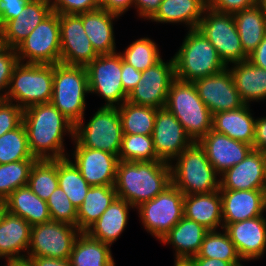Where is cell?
<instances>
[{"instance_id": "1", "label": "cell", "mask_w": 266, "mask_h": 266, "mask_svg": "<svg viewBox=\"0 0 266 266\" xmlns=\"http://www.w3.org/2000/svg\"><path fill=\"white\" fill-rule=\"evenodd\" d=\"M22 123L30 152L36 160H57L68 156L64 136L74 139V124L53 104H35L23 109Z\"/></svg>"}, {"instance_id": "2", "label": "cell", "mask_w": 266, "mask_h": 266, "mask_svg": "<svg viewBox=\"0 0 266 266\" xmlns=\"http://www.w3.org/2000/svg\"><path fill=\"white\" fill-rule=\"evenodd\" d=\"M171 184V166L168 162H118L114 185L117 197L134 208L155 198Z\"/></svg>"}, {"instance_id": "3", "label": "cell", "mask_w": 266, "mask_h": 266, "mask_svg": "<svg viewBox=\"0 0 266 266\" xmlns=\"http://www.w3.org/2000/svg\"><path fill=\"white\" fill-rule=\"evenodd\" d=\"M173 161L174 163H170L172 184L184 195L220 190V178L218 179L220 175L198 142H193Z\"/></svg>"}, {"instance_id": "4", "label": "cell", "mask_w": 266, "mask_h": 266, "mask_svg": "<svg viewBox=\"0 0 266 266\" xmlns=\"http://www.w3.org/2000/svg\"><path fill=\"white\" fill-rule=\"evenodd\" d=\"M165 107L182 124L193 142H198L212 129L213 115L199 97L193 82L175 77Z\"/></svg>"}, {"instance_id": "5", "label": "cell", "mask_w": 266, "mask_h": 266, "mask_svg": "<svg viewBox=\"0 0 266 266\" xmlns=\"http://www.w3.org/2000/svg\"><path fill=\"white\" fill-rule=\"evenodd\" d=\"M173 59L175 77L190 82L219 73L227 67L215 47L198 29L188 30Z\"/></svg>"}, {"instance_id": "6", "label": "cell", "mask_w": 266, "mask_h": 266, "mask_svg": "<svg viewBox=\"0 0 266 266\" xmlns=\"http://www.w3.org/2000/svg\"><path fill=\"white\" fill-rule=\"evenodd\" d=\"M53 78L54 65L18 62L3 99L16 103L22 109L35 104L50 103Z\"/></svg>"}, {"instance_id": "7", "label": "cell", "mask_w": 266, "mask_h": 266, "mask_svg": "<svg viewBox=\"0 0 266 266\" xmlns=\"http://www.w3.org/2000/svg\"><path fill=\"white\" fill-rule=\"evenodd\" d=\"M89 94L88 74L84 66L54 64L53 104L74 125L85 116Z\"/></svg>"}, {"instance_id": "8", "label": "cell", "mask_w": 266, "mask_h": 266, "mask_svg": "<svg viewBox=\"0 0 266 266\" xmlns=\"http://www.w3.org/2000/svg\"><path fill=\"white\" fill-rule=\"evenodd\" d=\"M84 117L74 125V146H83L119 155L123 130L117 107L101 106L85 124Z\"/></svg>"}, {"instance_id": "9", "label": "cell", "mask_w": 266, "mask_h": 266, "mask_svg": "<svg viewBox=\"0 0 266 266\" xmlns=\"http://www.w3.org/2000/svg\"><path fill=\"white\" fill-rule=\"evenodd\" d=\"M184 196L171 184L155 198L135 208L147 233L161 241L184 216Z\"/></svg>"}, {"instance_id": "10", "label": "cell", "mask_w": 266, "mask_h": 266, "mask_svg": "<svg viewBox=\"0 0 266 266\" xmlns=\"http://www.w3.org/2000/svg\"><path fill=\"white\" fill-rule=\"evenodd\" d=\"M197 29L215 47L226 66L248 59L244 52L233 14L206 8Z\"/></svg>"}, {"instance_id": "11", "label": "cell", "mask_w": 266, "mask_h": 266, "mask_svg": "<svg viewBox=\"0 0 266 266\" xmlns=\"http://www.w3.org/2000/svg\"><path fill=\"white\" fill-rule=\"evenodd\" d=\"M89 93L105 99L106 107H118L127 101L128 94L121 81L122 56L117 53L98 55L86 67Z\"/></svg>"}, {"instance_id": "12", "label": "cell", "mask_w": 266, "mask_h": 266, "mask_svg": "<svg viewBox=\"0 0 266 266\" xmlns=\"http://www.w3.org/2000/svg\"><path fill=\"white\" fill-rule=\"evenodd\" d=\"M15 50L18 62L50 65L60 63L59 14L52 12L48 15Z\"/></svg>"}, {"instance_id": "13", "label": "cell", "mask_w": 266, "mask_h": 266, "mask_svg": "<svg viewBox=\"0 0 266 266\" xmlns=\"http://www.w3.org/2000/svg\"><path fill=\"white\" fill-rule=\"evenodd\" d=\"M80 232L76 226L52 220L34 225L31 228L27 257L69 259Z\"/></svg>"}, {"instance_id": "14", "label": "cell", "mask_w": 266, "mask_h": 266, "mask_svg": "<svg viewBox=\"0 0 266 266\" xmlns=\"http://www.w3.org/2000/svg\"><path fill=\"white\" fill-rule=\"evenodd\" d=\"M162 58L141 72V79L128 95L127 101L156 109L166 105L172 80L175 78L174 59Z\"/></svg>"}, {"instance_id": "15", "label": "cell", "mask_w": 266, "mask_h": 266, "mask_svg": "<svg viewBox=\"0 0 266 266\" xmlns=\"http://www.w3.org/2000/svg\"><path fill=\"white\" fill-rule=\"evenodd\" d=\"M59 24L60 62L86 67L98 54L84 31L81 14L59 15Z\"/></svg>"}, {"instance_id": "16", "label": "cell", "mask_w": 266, "mask_h": 266, "mask_svg": "<svg viewBox=\"0 0 266 266\" xmlns=\"http://www.w3.org/2000/svg\"><path fill=\"white\" fill-rule=\"evenodd\" d=\"M193 83L199 97L212 115L220 111L236 110L245 105L228 67L219 73L197 79Z\"/></svg>"}, {"instance_id": "17", "label": "cell", "mask_w": 266, "mask_h": 266, "mask_svg": "<svg viewBox=\"0 0 266 266\" xmlns=\"http://www.w3.org/2000/svg\"><path fill=\"white\" fill-rule=\"evenodd\" d=\"M151 136L157 157L168 163L193 143L182 124L166 107L157 109Z\"/></svg>"}, {"instance_id": "18", "label": "cell", "mask_w": 266, "mask_h": 266, "mask_svg": "<svg viewBox=\"0 0 266 266\" xmlns=\"http://www.w3.org/2000/svg\"><path fill=\"white\" fill-rule=\"evenodd\" d=\"M71 160L90 186H114L119 158L102 150L75 146Z\"/></svg>"}, {"instance_id": "19", "label": "cell", "mask_w": 266, "mask_h": 266, "mask_svg": "<svg viewBox=\"0 0 266 266\" xmlns=\"http://www.w3.org/2000/svg\"><path fill=\"white\" fill-rule=\"evenodd\" d=\"M223 230L234 243L243 262L259 260L266 252V217L264 215L235 223H223Z\"/></svg>"}, {"instance_id": "20", "label": "cell", "mask_w": 266, "mask_h": 266, "mask_svg": "<svg viewBox=\"0 0 266 266\" xmlns=\"http://www.w3.org/2000/svg\"><path fill=\"white\" fill-rule=\"evenodd\" d=\"M219 178L220 190H266L265 153L252 149Z\"/></svg>"}, {"instance_id": "21", "label": "cell", "mask_w": 266, "mask_h": 266, "mask_svg": "<svg viewBox=\"0 0 266 266\" xmlns=\"http://www.w3.org/2000/svg\"><path fill=\"white\" fill-rule=\"evenodd\" d=\"M198 143L204 149L207 159L219 175L244 160L253 149V146L234 140L213 129Z\"/></svg>"}, {"instance_id": "22", "label": "cell", "mask_w": 266, "mask_h": 266, "mask_svg": "<svg viewBox=\"0 0 266 266\" xmlns=\"http://www.w3.org/2000/svg\"><path fill=\"white\" fill-rule=\"evenodd\" d=\"M51 13L50 0H30L16 18L0 28V44L16 48Z\"/></svg>"}, {"instance_id": "23", "label": "cell", "mask_w": 266, "mask_h": 266, "mask_svg": "<svg viewBox=\"0 0 266 266\" xmlns=\"http://www.w3.org/2000/svg\"><path fill=\"white\" fill-rule=\"evenodd\" d=\"M223 223H235L265 214V190H219ZM264 213V214H263Z\"/></svg>"}, {"instance_id": "24", "label": "cell", "mask_w": 266, "mask_h": 266, "mask_svg": "<svg viewBox=\"0 0 266 266\" xmlns=\"http://www.w3.org/2000/svg\"><path fill=\"white\" fill-rule=\"evenodd\" d=\"M31 228L26 220L5 210L0 221V259L27 258Z\"/></svg>"}, {"instance_id": "25", "label": "cell", "mask_w": 266, "mask_h": 266, "mask_svg": "<svg viewBox=\"0 0 266 266\" xmlns=\"http://www.w3.org/2000/svg\"><path fill=\"white\" fill-rule=\"evenodd\" d=\"M118 18L101 8L81 14L84 31L98 55L117 52L113 21Z\"/></svg>"}, {"instance_id": "26", "label": "cell", "mask_w": 266, "mask_h": 266, "mask_svg": "<svg viewBox=\"0 0 266 266\" xmlns=\"http://www.w3.org/2000/svg\"><path fill=\"white\" fill-rule=\"evenodd\" d=\"M184 217L209 231L223 229L220 191L184 196Z\"/></svg>"}, {"instance_id": "27", "label": "cell", "mask_w": 266, "mask_h": 266, "mask_svg": "<svg viewBox=\"0 0 266 266\" xmlns=\"http://www.w3.org/2000/svg\"><path fill=\"white\" fill-rule=\"evenodd\" d=\"M131 208L134 209L127 201L117 197L85 232L93 239L112 246L125 231Z\"/></svg>"}, {"instance_id": "28", "label": "cell", "mask_w": 266, "mask_h": 266, "mask_svg": "<svg viewBox=\"0 0 266 266\" xmlns=\"http://www.w3.org/2000/svg\"><path fill=\"white\" fill-rule=\"evenodd\" d=\"M250 105L236 110L220 111L213 115L212 129L228 137L253 146L256 118Z\"/></svg>"}, {"instance_id": "29", "label": "cell", "mask_w": 266, "mask_h": 266, "mask_svg": "<svg viewBox=\"0 0 266 266\" xmlns=\"http://www.w3.org/2000/svg\"><path fill=\"white\" fill-rule=\"evenodd\" d=\"M208 232L204 226L183 216L160 242L173 246L174 260H189L197 255Z\"/></svg>"}, {"instance_id": "30", "label": "cell", "mask_w": 266, "mask_h": 266, "mask_svg": "<svg viewBox=\"0 0 266 266\" xmlns=\"http://www.w3.org/2000/svg\"><path fill=\"white\" fill-rule=\"evenodd\" d=\"M3 204L7 212L23 218L31 226L51 221L47 201L38 197L27 185L12 192Z\"/></svg>"}, {"instance_id": "31", "label": "cell", "mask_w": 266, "mask_h": 266, "mask_svg": "<svg viewBox=\"0 0 266 266\" xmlns=\"http://www.w3.org/2000/svg\"><path fill=\"white\" fill-rule=\"evenodd\" d=\"M207 8V0H162L159 9L150 19L156 23H179L188 29H197Z\"/></svg>"}, {"instance_id": "32", "label": "cell", "mask_w": 266, "mask_h": 266, "mask_svg": "<svg viewBox=\"0 0 266 266\" xmlns=\"http://www.w3.org/2000/svg\"><path fill=\"white\" fill-rule=\"evenodd\" d=\"M232 74L235 87L245 104L266 100V70L250 61L233 63L227 66ZM260 100V101H259Z\"/></svg>"}, {"instance_id": "33", "label": "cell", "mask_w": 266, "mask_h": 266, "mask_svg": "<svg viewBox=\"0 0 266 266\" xmlns=\"http://www.w3.org/2000/svg\"><path fill=\"white\" fill-rule=\"evenodd\" d=\"M71 266H116L111 246L80 232L74 241Z\"/></svg>"}, {"instance_id": "34", "label": "cell", "mask_w": 266, "mask_h": 266, "mask_svg": "<svg viewBox=\"0 0 266 266\" xmlns=\"http://www.w3.org/2000/svg\"><path fill=\"white\" fill-rule=\"evenodd\" d=\"M244 52L249 55L266 36V13L255 4L233 13Z\"/></svg>"}, {"instance_id": "35", "label": "cell", "mask_w": 266, "mask_h": 266, "mask_svg": "<svg viewBox=\"0 0 266 266\" xmlns=\"http://www.w3.org/2000/svg\"><path fill=\"white\" fill-rule=\"evenodd\" d=\"M117 198L114 186H91L77 209V228L85 232Z\"/></svg>"}, {"instance_id": "36", "label": "cell", "mask_w": 266, "mask_h": 266, "mask_svg": "<svg viewBox=\"0 0 266 266\" xmlns=\"http://www.w3.org/2000/svg\"><path fill=\"white\" fill-rule=\"evenodd\" d=\"M123 134L152 135L157 109L125 101L117 107Z\"/></svg>"}, {"instance_id": "37", "label": "cell", "mask_w": 266, "mask_h": 266, "mask_svg": "<svg viewBox=\"0 0 266 266\" xmlns=\"http://www.w3.org/2000/svg\"><path fill=\"white\" fill-rule=\"evenodd\" d=\"M71 159L70 153L65 158L57 159V176L59 186L78 209L84 202L91 186L82 177L80 170L73 164Z\"/></svg>"}, {"instance_id": "38", "label": "cell", "mask_w": 266, "mask_h": 266, "mask_svg": "<svg viewBox=\"0 0 266 266\" xmlns=\"http://www.w3.org/2000/svg\"><path fill=\"white\" fill-rule=\"evenodd\" d=\"M27 186L38 197L47 201L59 186L57 160H36L31 167Z\"/></svg>"}, {"instance_id": "39", "label": "cell", "mask_w": 266, "mask_h": 266, "mask_svg": "<svg viewBox=\"0 0 266 266\" xmlns=\"http://www.w3.org/2000/svg\"><path fill=\"white\" fill-rule=\"evenodd\" d=\"M194 257L217 258L228 262H242L234 243L228 234L215 230L209 231L202 241L199 252Z\"/></svg>"}, {"instance_id": "40", "label": "cell", "mask_w": 266, "mask_h": 266, "mask_svg": "<svg viewBox=\"0 0 266 266\" xmlns=\"http://www.w3.org/2000/svg\"><path fill=\"white\" fill-rule=\"evenodd\" d=\"M119 54L124 62L141 72L153 66L162 58L158 44L148 37L136 39L125 48L124 52H119Z\"/></svg>"}, {"instance_id": "41", "label": "cell", "mask_w": 266, "mask_h": 266, "mask_svg": "<svg viewBox=\"0 0 266 266\" xmlns=\"http://www.w3.org/2000/svg\"><path fill=\"white\" fill-rule=\"evenodd\" d=\"M35 159L30 152L26 129L21 123L0 137V164Z\"/></svg>"}, {"instance_id": "42", "label": "cell", "mask_w": 266, "mask_h": 266, "mask_svg": "<svg viewBox=\"0 0 266 266\" xmlns=\"http://www.w3.org/2000/svg\"><path fill=\"white\" fill-rule=\"evenodd\" d=\"M36 159L0 164V203L19 187L28 184L29 173Z\"/></svg>"}, {"instance_id": "43", "label": "cell", "mask_w": 266, "mask_h": 266, "mask_svg": "<svg viewBox=\"0 0 266 266\" xmlns=\"http://www.w3.org/2000/svg\"><path fill=\"white\" fill-rule=\"evenodd\" d=\"M121 161H162L157 157L151 135L124 134L118 155Z\"/></svg>"}, {"instance_id": "44", "label": "cell", "mask_w": 266, "mask_h": 266, "mask_svg": "<svg viewBox=\"0 0 266 266\" xmlns=\"http://www.w3.org/2000/svg\"><path fill=\"white\" fill-rule=\"evenodd\" d=\"M47 205L52 221L77 227V208L72 204L60 186L50 195Z\"/></svg>"}, {"instance_id": "45", "label": "cell", "mask_w": 266, "mask_h": 266, "mask_svg": "<svg viewBox=\"0 0 266 266\" xmlns=\"http://www.w3.org/2000/svg\"><path fill=\"white\" fill-rule=\"evenodd\" d=\"M18 63L15 48L0 44V98L3 99L7 93L11 75L15 65Z\"/></svg>"}, {"instance_id": "46", "label": "cell", "mask_w": 266, "mask_h": 266, "mask_svg": "<svg viewBox=\"0 0 266 266\" xmlns=\"http://www.w3.org/2000/svg\"><path fill=\"white\" fill-rule=\"evenodd\" d=\"M23 119V109L16 103L0 99V137L17 128Z\"/></svg>"}, {"instance_id": "47", "label": "cell", "mask_w": 266, "mask_h": 266, "mask_svg": "<svg viewBox=\"0 0 266 266\" xmlns=\"http://www.w3.org/2000/svg\"><path fill=\"white\" fill-rule=\"evenodd\" d=\"M52 12L62 14H82L96 10L99 0H50Z\"/></svg>"}, {"instance_id": "48", "label": "cell", "mask_w": 266, "mask_h": 266, "mask_svg": "<svg viewBox=\"0 0 266 266\" xmlns=\"http://www.w3.org/2000/svg\"><path fill=\"white\" fill-rule=\"evenodd\" d=\"M257 4V0H207V7L222 13H235Z\"/></svg>"}, {"instance_id": "49", "label": "cell", "mask_w": 266, "mask_h": 266, "mask_svg": "<svg viewBox=\"0 0 266 266\" xmlns=\"http://www.w3.org/2000/svg\"><path fill=\"white\" fill-rule=\"evenodd\" d=\"M30 0H1L0 28L9 20L16 18Z\"/></svg>"}, {"instance_id": "50", "label": "cell", "mask_w": 266, "mask_h": 266, "mask_svg": "<svg viewBox=\"0 0 266 266\" xmlns=\"http://www.w3.org/2000/svg\"><path fill=\"white\" fill-rule=\"evenodd\" d=\"M141 79V71L136 70L132 65L122 59L121 81L124 91L129 95Z\"/></svg>"}, {"instance_id": "51", "label": "cell", "mask_w": 266, "mask_h": 266, "mask_svg": "<svg viewBox=\"0 0 266 266\" xmlns=\"http://www.w3.org/2000/svg\"><path fill=\"white\" fill-rule=\"evenodd\" d=\"M99 7L120 17L134 7V0H99Z\"/></svg>"}, {"instance_id": "52", "label": "cell", "mask_w": 266, "mask_h": 266, "mask_svg": "<svg viewBox=\"0 0 266 266\" xmlns=\"http://www.w3.org/2000/svg\"><path fill=\"white\" fill-rule=\"evenodd\" d=\"M161 2L162 0H134L137 16L149 21L159 9Z\"/></svg>"}, {"instance_id": "53", "label": "cell", "mask_w": 266, "mask_h": 266, "mask_svg": "<svg viewBox=\"0 0 266 266\" xmlns=\"http://www.w3.org/2000/svg\"><path fill=\"white\" fill-rule=\"evenodd\" d=\"M253 149L266 152V117L256 118Z\"/></svg>"}, {"instance_id": "54", "label": "cell", "mask_w": 266, "mask_h": 266, "mask_svg": "<svg viewBox=\"0 0 266 266\" xmlns=\"http://www.w3.org/2000/svg\"><path fill=\"white\" fill-rule=\"evenodd\" d=\"M247 60L255 66L266 70V36L257 48L248 55Z\"/></svg>"}, {"instance_id": "55", "label": "cell", "mask_w": 266, "mask_h": 266, "mask_svg": "<svg viewBox=\"0 0 266 266\" xmlns=\"http://www.w3.org/2000/svg\"><path fill=\"white\" fill-rule=\"evenodd\" d=\"M189 261L194 266H239L242 262H228L217 258L192 257Z\"/></svg>"}, {"instance_id": "56", "label": "cell", "mask_w": 266, "mask_h": 266, "mask_svg": "<svg viewBox=\"0 0 266 266\" xmlns=\"http://www.w3.org/2000/svg\"><path fill=\"white\" fill-rule=\"evenodd\" d=\"M34 266H71L69 259H56L50 257H27Z\"/></svg>"}, {"instance_id": "57", "label": "cell", "mask_w": 266, "mask_h": 266, "mask_svg": "<svg viewBox=\"0 0 266 266\" xmlns=\"http://www.w3.org/2000/svg\"><path fill=\"white\" fill-rule=\"evenodd\" d=\"M3 266H34L33 262L29 258H20L17 260L7 261Z\"/></svg>"}, {"instance_id": "58", "label": "cell", "mask_w": 266, "mask_h": 266, "mask_svg": "<svg viewBox=\"0 0 266 266\" xmlns=\"http://www.w3.org/2000/svg\"><path fill=\"white\" fill-rule=\"evenodd\" d=\"M257 5L266 13V0H257Z\"/></svg>"}, {"instance_id": "59", "label": "cell", "mask_w": 266, "mask_h": 266, "mask_svg": "<svg viewBox=\"0 0 266 266\" xmlns=\"http://www.w3.org/2000/svg\"><path fill=\"white\" fill-rule=\"evenodd\" d=\"M4 211H5L4 204L0 203V221H1L2 214H3Z\"/></svg>"}, {"instance_id": "60", "label": "cell", "mask_w": 266, "mask_h": 266, "mask_svg": "<svg viewBox=\"0 0 266 266\" xmlns=\"http://www.w3.org/2000/svg\"><path fill=\"white\" fill-rule=\"evenodd\" d=\"M265 211H266V190H265Z\"/></svg>"}, {"instance_id": "61", "label": "cell", "mask_w": 266, "mask_h": 266, "mask_svg": "<svg viewBox=\"0 0 266 266\" xmlns=\"http://www.w3.org/2000/svg\"><path fill=\"white\" fill-rule=\"evenodd\" d=\"M265 170H266V152H265Z\"/></svg>"}]
</instances>
